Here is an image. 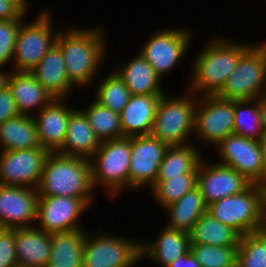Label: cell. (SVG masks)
I'll use <instances>...</instances> for the list:
<instances>
[{
    "mask_svg": "<svg viewBox=\"0 0 266 267\" xmlns=\"http://www.w3.org/2000/svg\"><path fill=\"white\" fill-rule=\"evenodd\" d=\"M53 154V155H52ZM84 157L50 152L38 188V197L68 196L81 198L87 205L92 185L91 162Z\"/></svg>",
    "mask_w": 266,
    "mask_h": 267,
    "instance_id": "cell-1",
    "label": "cell"
},
{
    "mask_svg": "<svg viewBox=\"0 0 266 267\" xmlns=\"http://www.w3.org/2000/svg\"><path fill=\"white\" fill-rule=\"evenodd\" d=\"M67 33L57 34L55 42L62 52L67 77L73 84H87L103 56L100 31L75 29Z\"/></svg>",
    "mask_w": 266,
    "mask_h": 267,
    "instance_id": "cell-2",
    "label": "cell"
},
{
    "mask_svg": "<svg viewBox=\"0 0 266 267\" xmlns=\"http://www.w3.org/2000/svg\"><path fill=\"white\" fill-rule=\"evenodd\" d=\"M207 211L241 236L262 230L261 191L251 184L243 192L227 196L207 206Z\"/></svg>",
    "mask_w": 266,
    "mask_h": 267,
    "instance_id": "cell-3",
    "label": "cell"
},
{
    "mask_svg": "<svg viewBox=\"0 0 266 267\" xmlns=\"http://www.w3.org/2000/svg\"><path fill=\"white\" fill-rule=\"evenodd\" d=\"M249 48L214 41L197 59L193 90L205 89L207 95H216L237 67L240 57Z\"/></svg>",
    "mask_w": 266,
    "mask_h": 267,
    "instance_id": "cell-4",
    "label": "cell"
},
{
    "mask_svg": "<svg viewBox=\"0 0 266 267\" xmlns=\"http://www.w3.org/2000/svg\"><path fill=\"white\" fill-rule=\"evenodd\" d=\"M266 80V43L250 47L241 57L217 96L234 101H253Z\"/></svg>",
    "mask_w": 266,
    "mask_h": 267,
    "instance_id": "cell-5",
    "label": "cell"
},
{
    "mask_svg": "<svg viewBox=\"0 0 266 267\" xmlns=\"http://www.w3.org/2000/svg\"><path fill=\"white\" fill-rule=\"evenodd\" d=\"M194 110L193 101L185 97L167 100L162 95L150 134L168 146L183 145L188 132L195 128Z\"/></svg>",
    "mask_w": 266,
    "mask_h": 267,
    "instance_id": "cell-6",
    "label": "cell"
},
{
    "mask_svg": "<svg viewBox=\"0 0 266 267\" xmlns=\"http://www.w3.org/2000/svg\"><path fill=\"white\" fill-rule=\"evenodd\" d=\"M97 166H91L92 185L100 179L112 193L122 185L129 186V168L131 162V137H121L101 141L94 156Z\"/></svg>",
    "mask_w": 266,
    "mask_h": 267,
    "instance_id": "cell-7",
    "label": "cell"
},
{
    "mask_svg": "<svg viewBox=\"0 0 266 267\" xmlns=\"http://www.w3.org/2000/svg\"><path fill=\"white\" fill-rule=\"evenodd\" d=\"M49 154L50 151L44 147L3 151L0 158V185L23 187L24 184H30L38 187Z\"/></svg>",
    "mask_w": 266,
    "mask_h": 267,
    "instance_id": "cell-8",
    "label": "cell"
},
{
    "mask_svg": "<svg viewBox=\"0 0 266 267\" xmlns=\"http://www.w3.org/2000/svg\"><path fill=\"white\" fill-rule=\"evenodd\" d=\"M48 13L41 14L38 21L31 25L19 27L14 47L17 72H31L44 55L52 48L56 38L52 40Z\"/></svg>",
    "mask_w": 266,
    "mask_h": 267,
    "instance_id": "cell-9",
    "label": "cell"
},
{
    "mask_svg": "<svg viewBox=\"0 0 266 267\" xmlns=\"http://www.w3.org/2000/svg\"><path fill=\"white\" fill-rule=\"evenodd\" d=\"M88 240V241H87ZM140 258V244L121 238L85 239L82 267H130Z\"/></svg>",
    "mask_w": 266,
    "mask_h": 267,
    "instance_id": "cell-10",
    "label": "cell"
},
{
    "mask_svg": "<svg viewBox=\"0 0 266 267\" xmlns=\"http://www.w3.org/2000/svg\"><path fill=\"white\" fill-rule=\"evenodd\" d=\"M167 147L151 134L131 137L130 186L137 187L146 182L154 185Z\"/></svg>",
    "mask_w": 266,
    "mask_h": 267,
    "instance_id": "cell-11",
    "label": "cell"
},
{
    "mask_svg": "<svg viewBox=\"0 0 266 267\" xmlns=\"http://www.w3.org/2000/svg\"><path fill=\"white\" fill-rule=\"evenodd\" d=\"M219 144L223 165L235 169L251 184L261 185L262 155L257 140L232 134Z\"/></svg>",
    "mask_w": 266,
    "mask_h": 267,
    "instance_id": "cell-12",
    "label": "cell"
},
{
    "mask_svg": "<svg viewBox=\"0 0 266 267\" xmlns=\"http://www.w3.org/2000/svg\"><path fill=\"white\" fill-rule=\"evenodd\" d=\"M202 111L195 112V130L208 142L219 143L234 134V100L207 95Z\"/></svg>",
    "mask_w": 266,
    "mask_h": 267,
    "instance_id": "cell-13",
    "label": "cell"
},
{
    "mask_svg": "<svg viewBox=\"0 0 266 267\" xmlns=\"http://www.w3.org/2000/svg\"><path fill=\"white\" fill-rule=\"evenodd\" d=\"M87 204L81 198L68 196L38 197L36 218L46 233L80 230L76 218Z\"/></svg>",
    "mask_w": 266,
    "mask_h": 267,
    "instance_id": "cell-14",
    "label": "cell"
},
{
    "mask_svg": "<svg viewBox=\"0 0 266 267\" xmlns=\"http://www.w3.org/2000/svg\"><path fill=\"white\" fill-rule=\"evenodd\" d=\"M198 165L197 187L200 189L206 205L227 196L239 194L246 190L251 183L232 167L217 164L201 169Z\"/></svg>",
    "mask_w": 266,
    "mask_h": 267,
    "instance_id": "cell-15",
    "label": "cell"
},
{
    "mask_svg": "<svg viewBox=\"0 0 266 267\" xmlns=\"http://www.w3.org/2000/svg\"><path fill=\"white\" fill-rule=\"evenodd\" d=\"M38 193L22 186L0 185V228H28L36 219Z\"/></svg>",
    "mask_w": 266,
    "mask_h": 267,
    "instance_id": "cell-16",
    "label": "cell"
},
{
    "mask_svg": "<svg viewBox=\"0 0 266 267\" xmlns=\"http://www.w3.org/2000/svg\"><path fill=\"white\" fill-rule=\"evenodd\" d=\"M189 34L179 30H167L153 36L142 50L143 57L160 76L172 68L183 56Z\"/></svg>",
    "mask_w": 266,
    "mask_h": 267,
    "instance_id": "cell-17",
    "label": "cell"
},
{
    "mask_svg": "<svg viewBox=\"0 0 266 267\" xmlns=\"http://www.w3.org/2000/svg\"><path fill=\"white\" fill-rule=\"evenodd\" d=\"M161 96L162 95L130 96L128 103L120 113L123 136L135 137L149 135L151 133L156 116V109Z\"/></svg>",
    "mask_w": 266,
    "mask_h": 267,
    "instance_id": "cell-18",
    "label": "cell"
},
{
    "mask_svg": "<svg viewBox=\"0 0 266 267\" xmlns=\"http://www.w3.org/2000/svg\"><path fill=\"white\" fill-rule=\"evenodd\" d=\"M15 250L18 267H47L51 237L32 227L15 229Z\"/></svg>",
    "mask_w": 266,
    "mask_h": 267,
    "instance_id": "cell-19",
    "label": "cell"
},
{
    "mask_svg": "<svg viewBox=\"0 0 266 267\" xmlns=\"http://www.w3.org/2000/svg\"><path fill=\"white\" fill-rule=\"evenodd\" d=\"M60 100L53 99L47 106L43 105L39 118L34 119L41 147L48 149L50 152L59 151L62 147L69 117L73 112V110L68 111L67 108H64L58 102Z\"/></svg>",
    "mask_w": 266,
    "mask_h": 267,
    "instance_id": "cell-20",
    "label": "cell"
},
{
    "mask_svg": "<svg viewBox=\"0 0 266 267\" xmlns=\"http://www.w3.org/2000/svg\"><path fill=\"white\" fill-rule=\"evenodd\" d=\"M30 73L54 99L63 98L73 85L67 77L62 52L56 44Z\"/></svg>",
    "mask_w": 266,
    "mask_h": 267,
    "instance_id": "cell-21",
    "label": "cell"
},
{
    "mask_svg": "<svg viewBox=\"0 0 266 267\" xmlns=\"http://www.w3.org/2000/svg\"><path fill=\"white\" fill-rule=\"evenodd\" d=\"M100 144L101 141L89 125L85 114L75 110L69 117L63 145L56 152H60L61 155L86 158L94 155Z\"/></svg>",
    "mask_w": 266,
    "mask_h": 267,
    "instance_id": "cell-22",
    "label": "cell"
},
{
    "mask_svg": "<svg viewBox=\"0 0 266 267\" xmlns=\"http://www.w3.org/2000/svg\"><path fill=\"white\" fill-rule=\"evenodd\" d=\"M51 252L47 267H82L86 236L81 230L50 234Z\"/></svg>",
    "mask_w": 266,
    "mask_h": 267,
    "instance_id": "cell-23",
    "label": "cell"
},
{
    "mask_svg": "<svg viewBox=\"0 0 266 267\" xmlns=\"http://www.w3.org/2000/svg\"><path fill=\"white\" fill-rule=\"evenodd\" d=\"M0 143L3 151L41 148L34 118L19 114L0 124Z\"/></svg>",
    "mask_w": 266,
    "mask_h": 267,
    "instance_id": "cell-24",
    "label": "cell"
},
{
    "mask_svg": "<svg viewBox=\"0 0 266 267\" xmlns=\"http://www.w3.org/2000/svg\"><path fill=\"white\" fill-rule=\"evenodd\" d=\"M9 75L8 87L10 88L17 110L22 115L38 104L47 106L53 97L35 79L30 72H17Z\"/></svg>",
    "mask_w": 266,
    "mask_h": 267,
    "instance_id": "cell-25",
    "label": "cell"
},
{
    "mask_svg": "<svg viewBox=\"0 0 266 267\" xmlns=\"http://www.w3.org/2000/svg\"><path fill=\"white\" fill-rule=\"evenodd\" d=\"M190 244H210L214 246H239L241 235L217 219L208 211L193 225L189 232Z\"/></svg>",
    "mask_w": 266,
    "mask_h": 267,
    "instance_id": "cell-26",
    "label": "cell"
},
{
    "mask_svg": "<svg viewBox=\"0 0 266 267\" xmlns=\"http://www.w3.org/2000/svg\"><path fill=\"white\" fill-rule=\"evenodd\" d=\"M116 73L124 81L131 95H163L158 87L159 77L142 54Z\"/></svg>",
    "mask_w": 266,
    "mask_h": 267,
    "instance_id": "cell-27",
    "label": "cell"
},
{
    "mask_svg": "<svg viewBox=\"0 0 266 267\" xmlns=\"http://www.w3.org/2000/svg\"><path fill=\"white\" fill-rule=\"evenodd\" d=\"M171 211L169 228L189 233L199 218L207 212V205L200 189L196 186L178 201L166 207Z\"/></svg>",
    "mask_w": 266,
    "mask_h": 267,
    "instance_id": "cell-28",
    "label": "cell"
},
{
    "mask_svg": "<svg viewBox=\"0 0 266 267\" xmlns=\"http://www.w3.org/2000/svg\"><path fill=\"white\" fill-rule=\"evenodd\" d=\"M158 240L149 248L140 245V256L150 250L149 255L161 262L164 267H167L179 256H183L190 251V236L185 231L167 227Z\"/></svg>",
    "mask_w": 266,
    "mask_h": 267,
    "instance_id": "cell-29",
    "label": "cell"
},
{
    "mask_svg": "<svg viewBox=\"0 0 266 267\" xmlns=\"http://www.w3.org/2000/svg\"><path fill=\"white\" fill-rule=\"evenodd\" d=\"M200 161L198 153L191 146H168L160 164L156 181L167 180V177H178L187 173H198Z\"/></svg>",
    "mask_w": 266,
    "mask_h": 267,
    "instance_id": "cell-30",
    "label": "cell"
},
{
    "mask_svg": "<svg viewBox=\"0 0 266 267\" xmlns=\"http://www.w3.org/2000/svg\"><path fill=\"white\" fill-rule=\"evenodd\" d=\"M91 128L100 141L105 137L107 140L124 137L120 114L94 102L88 110L82 111ZM108 137V138H107Z\"/></svg>",
    "mask_w": 266,
    "mask_h": 267,
    "instance_id": "cell-31",
    "label": "cell"
},
{
    "mask_svg": "<svg viewBox=\"0 0 266 267\" xmlns=\"http://www.w3.org/2000/svg\"><path fill=\"white\" fill-rule=\"evenodd\" d=\"M238 267H266V231L250 232L240 237Z\"/></svg>",
    "mask_w": 266,
    "mask_h": 267,
    "instance_id": "cell-32",
    "label": "cell"
},
{
    "mask_svg": "<svg viewBox=\"0 0 266 267\" xmlns=\"http://www.w3.org/2000/svg\"><path fill=\"white\" fill-rule=\"evenodd\" d=\"M190 251L201 267H236L238 246L190 244Z\"/></svg>",
    "mask_w": 266,
    "mask_h": 267,
    "instance_id": "cell-33",
    "label": "cell"
},
{
    "mask_svg": "<svg viewBox=\"0 0 266 267\" xmlns=\"http://www.w3.org/2000/svg\"><path fill=\"white\" fill-rule=\"evenodd\" d=\"M197 174L187 173L178 177H167V180L155 181L153 185L155 195L162 205L167 207L197 186Z\"/></svg>",
    "mask_w": 266,
    "mask_h": 267,
    "instance_id": "cell-34",
    "label": "cell"
},
{
    "mask_svg": "<svg viewBox=\"0 0 266 267\" xmlns=\"http://www.w3.org/2000/svg\"><path fill=\"white\" fill-rule=\"evenodd\" d=\"M130 96V91L124 81L117 73H114L108 76L98 88L96 102L120 114Z\"/></svg>",
    "mask_w": 266,
    "mask_h": 267,
    "instance_id": "cell-35",
    "label": "cell"
},
{
    "mask_svg": "<svg viewBox=\"0 0 266 267\" xmlns=\"http://www.w3.org/2000/svg\"><path fill=\"white\" fill-rule=\"evenodd\" d=\"M250 102L251 101H234V134L258 141L264 134L258 104L256 103V107L254 106V108L246 110V114L242 107ZM247 119H252L254 123L252 124L253 127L248 125L249 123H246L248 121ZM255 135H257V137Z\"/></svg>",
    "mask_w": 266,
    "mask_h": 267,
    "instance_id": "cell-36",
    "label": "cell"
},
{
    "mask_svg": "<svg viewBox=\"0 0 266 267\" xmlns=\"http://www.w3.org/2000/svg\"><path fill=\"white\" fill-rule=\"evenodd\" d=\"M20 27V19L0 20V66L14 55L16 36Z\"/></svg>",
    "mask_w": 266,
    "mask_h": 267,
    "instance_id": "cell-37",
    "label": "cell"
},
{
    "mask_svg": "<svg viewBox=\"0 0 266 267\" xmlns=\"http://www.w3.org/2000/svg\"><path fill=\"white\" fill-rule=\"evenodd\" d=\"M0 267H18L15 250V229L0 230Z\"/></svg>",
    "mask_w": 266,
    "mask_h": 267,
    "instance_id": "cell-38",
    "label": "cell"
},
{
    "mask_svg": "<svg viewBox=\"0 0 266 267\" xmlns=\"http://www.w3.org/2000/svg\"><path fill=\"white\" fill-rule=\"evenodd\" d=\"M20 113L15 105L13 94L8 86L0 90V124L18 116Z\"/></svg>",
    "mask_w": 266,
    "mask_h": 267,
    "instance_id": "cell-39",
    "label": "cell"
},
{
    "mask_svg": "<svg viewBox=\"0 0 266 267\" xmlns=\"http://www.w3.org/2000/svg\"><path fill=\"white\" fill-rule=\"evenodd\" d=\"M24 13L12 0H0V20L21 19Z\"/></svg>",
    "mask_w": 266,
    "mask_h": 267,
    "instance_id": "cell-40",
    "label": "cell"
},
{
    "mask_svg": "<svg viewBox=\"0 0 266 267\" xmlns=\"http://www.w3.org/2000/svg\"><path fill=\"white\" fill-rule=\"evenodd\" d=\"M167 267H201L199 262L196 260L195 256L189 251L183 256H179Z\"/></svg>",
    "mask_w": 266,
    "mask_h": 267,
    "instance_id": "cell-41",
    "label": "cell"
},
{
    "mask_svg": "<svg viewBox=\"0 0 266 267\" xmlns=\"http://www.w3.org/2000/svg\"><path fill=\"white\" fill-rule=\"evenodd\" d=\"M262 155L261 184L266 182V133L258 140Z\"/></svg>",
    "mask_w": 266,
    "mask_h": 267,
    "instance_id": "cell-42",
    "label": "cell"
},
{
    "mask_svg": "<svg viewBox=\"0 0 266 267\" xmlns=\"http://www.w3.org/2000/svg\"><path fill=\"white\" fill-rule=\"evenodd\" d=\"M262 99H259L258 102V109L260 112V118H261V125L263 129V133H266V95L261 97Z\"/></svg>",
    "mask_w": 266,
    "mask_h": 267,
    "instance_id": "cell-43",
    "label": "cell"
},
{
    "mask_svg": "<svg viewBox=\"0 0 266 267\" xmlns=\"http://www.w3.org/2000/svg\"><path fill=\"white\" fill-rule=\"evenodd\" d=\"M261 191L262 228H266V182L259 185Z\"/></svg>",
    "mask_w": 266,
    "mask_h": 267,
    "instance_id": "cell-44",
    "label": "cell"
},
{
    "mask_svg": "<svg viewBox=\"0 0 266 267\" xmlns=\"http://www.w3.org/2000/svg\"><path fill=\"white\" fill-rule=\"evenodd\" d=\"M8 79H9L8 75L0 73V90L4 89L6 86H8Z\"/></svg>",
    "mask_w": 266,
    "mask_h": 267,
    "instance_id": "cell-45",
    "label": "cell"
},
{
    "mask_svg": "<svg viewBox=\"0 0 266 267\" xmlns=\"http://www.w3.org/2000/svg\"><path fill=\"white\" fill-rule=\"evenodd\" d=\"M15 4H17L24 12L26 11L25 10V6H26V3H25V0H12Z\"/></svg>",
    "mask_w": 266,
    "mask_h": 267,
    "instance_id": "cell-46",
    "label": "cell"
}]
</instances>
